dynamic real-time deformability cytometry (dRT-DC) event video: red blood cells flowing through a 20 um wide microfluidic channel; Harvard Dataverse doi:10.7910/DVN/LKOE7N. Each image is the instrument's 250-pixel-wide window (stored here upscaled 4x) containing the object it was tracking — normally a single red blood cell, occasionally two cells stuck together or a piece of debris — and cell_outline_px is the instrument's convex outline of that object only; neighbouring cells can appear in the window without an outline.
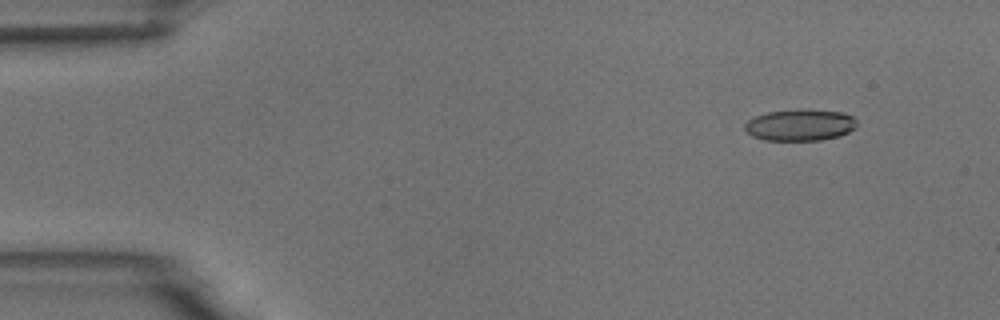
{"species": "common noctule bat (a hibernating species)", "species_latin": "Nyctalus noctula", "temperature_condition": "room temperature", "stored_images_in_passage": 4, "camera_frame_rate_fps": 3000, "um_per_image_px": 0.085, "animal": {"sex": "male", "body_mass_g": 18.8}, "frame": {"image": 1, "passage_image": 2, "time_ms": 1.0, "image_size_px": [1000, 320], "cell_outline_px": [[856, 128], [840, 136], [820, 140], [764, 140], [752, 136], [744, 128], [744, 124], [748, 120], [756, 116], [768, 112], [844, 112], [852, 116], [856, 120]], "centroid_in_image_um": [68.0, 10.68], "position_along_channel_um": 17.0, "area_um2": 19.71}}
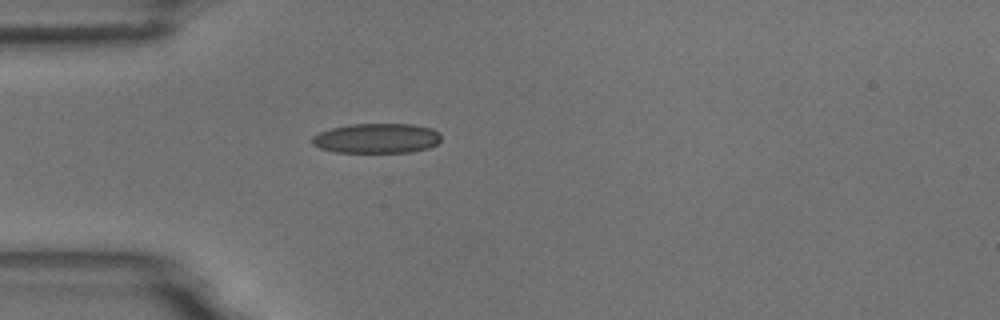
{"frame": {"image": 2, "passage_image": 4, "time_ms": 4.333, "image_size_px": [1000, 320], "cell_outline_px": [[440, 140], [436, 144], [428, 148], [412, 152], [336, 152], [320, 148], [312, 144], [312, 136], [320, 132], [332, 128], [352, 124], [412, 124], [432, 128], [440, 132]], "centroid_in_image_um": [32.04, 11.75], "position_along_channel_um": 53.0, "area_um2": 22.43}}